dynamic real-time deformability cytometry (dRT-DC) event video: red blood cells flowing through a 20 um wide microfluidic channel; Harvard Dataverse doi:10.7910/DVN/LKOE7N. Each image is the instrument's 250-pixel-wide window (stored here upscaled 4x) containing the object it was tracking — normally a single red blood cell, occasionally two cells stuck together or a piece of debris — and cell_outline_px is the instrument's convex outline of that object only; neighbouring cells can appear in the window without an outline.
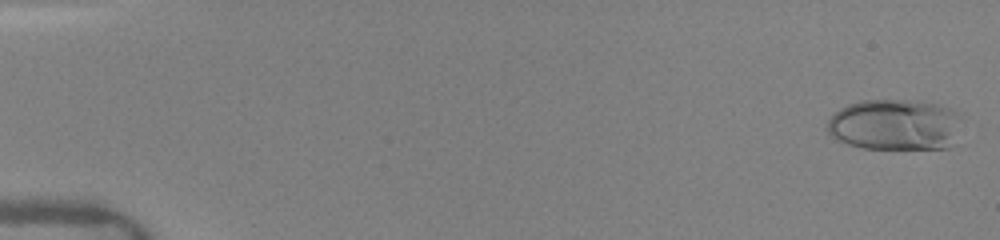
{"species": "human", "species_latin": "Homo sapiens", "temperature_condition": "warm", "stored_images_in_passage": 57, "camera_frame_rate_fps": 3000, "um_per_image_px": 0.085, "donor": {"sex": "female"}, "frame": {"image": 1, "passage_image": 1, "time_ms": 0.0, "image_size_px": [1000, 240], "cell_outline_px": [[960, 116], [948, 148], [860, 148], [848, 144], [832, 136], [828, 132], [828, 120], [840, 108], [848, 104], [860, 100], [908, 100], [940, 104], [952, 108]], "centroid_in_image_um": [76.01, 10.58], "position_along_channel_um": 9.0, "area_um2": 39.48}}
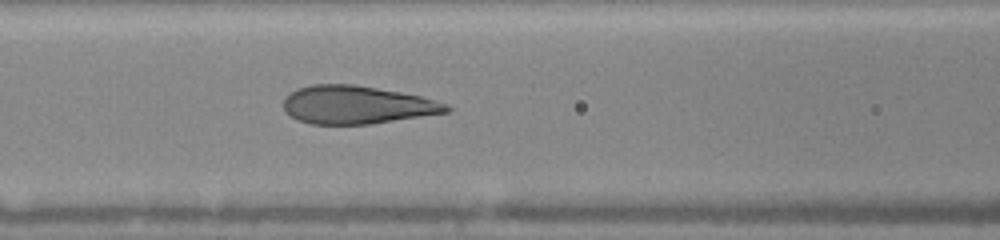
{"frame": {"image": 2, "passage_image": 22, "time_ms": 7.0, "image_size_px": [1000, 240], "cell_outline_px": [[452, 108], [448, 112], [368, 124], [312, 124], [296, 120], [284, 112], [284, 96], [296, 88], [312, 84], [356, 84], [400, 92], [420, 96], [448, 104]], "centroid_in_image_um": [30.27, 8.9], "position_along_channel_um": 136.3, "area_um2": 36.24}}
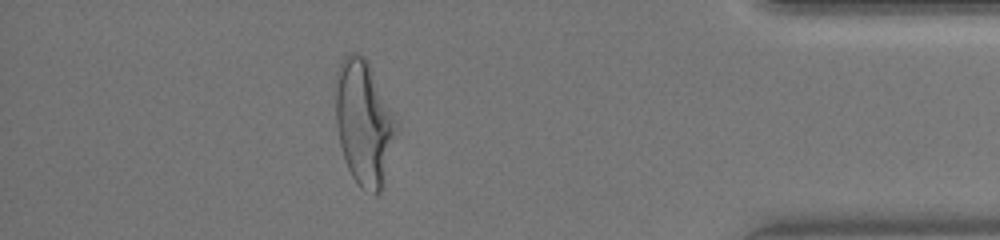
{"frame": {"image": 3, "passage_image": 49, "time_ms": 14.333, "image_size_px": [1000, 240], "cell_outline_px": [[400, 124], [384, 188], [376, 196], [360, 188], [352, 176], [348, 168], [340, 144], [336, 124], [336, 72], [344, 56], [352, 52], [360, 52], [368, 60], [400, 120]], "centroid_in_image_um": [31.01, 10.44], "position_along_channel_um": 404.2, "area_um2": 45.84}, "authors_computed_cell_mechanics": {"area_um2": 38.148, "velocity_mm_per_s": 4.1184, "shape_relaxation_time_tau1_ms": 5.2286, "shape_relaxation_time_tau2_ms": null, "deformation_change_tau1": 0.2246, "deformation_change_tau2": null}}